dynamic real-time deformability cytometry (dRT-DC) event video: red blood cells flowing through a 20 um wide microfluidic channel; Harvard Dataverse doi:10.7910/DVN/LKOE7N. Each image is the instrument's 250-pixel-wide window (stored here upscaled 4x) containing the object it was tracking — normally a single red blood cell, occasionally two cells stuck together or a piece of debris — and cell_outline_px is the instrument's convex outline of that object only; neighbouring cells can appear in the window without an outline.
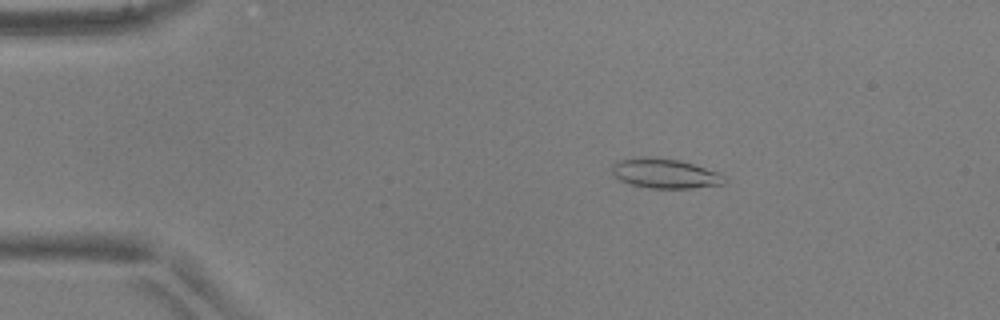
{"species": "common noctule bat (a hibernating species)", "species_latin": "Nyctalus noctula", "temperature_condition": "warm", "stored_images_in_passage": 51, "camera_frame_rate_fps": 3000, "um_per_image_px": 0.085, "animal": {"sex": "male", "body_mass_g": 17.9, "forearm_length_mm": 54.2}, "frame": {"image": 1, "passage_image": 9, "time_ms": 2.667, "image_size_px": [1000, 320], "cell_outline_px": [[728, 180], [724, 184], [692, 188], [648, 188], [632, 184], [620, 180], [612, 172], [612, 164], [620, 160], [640, 156], [680, 160], [716, 172], [724, 176]], "centroid_in_image_um": [56.52, 14.75], "position_along_channel_um": 28.5, "area_um2": 19.25}}
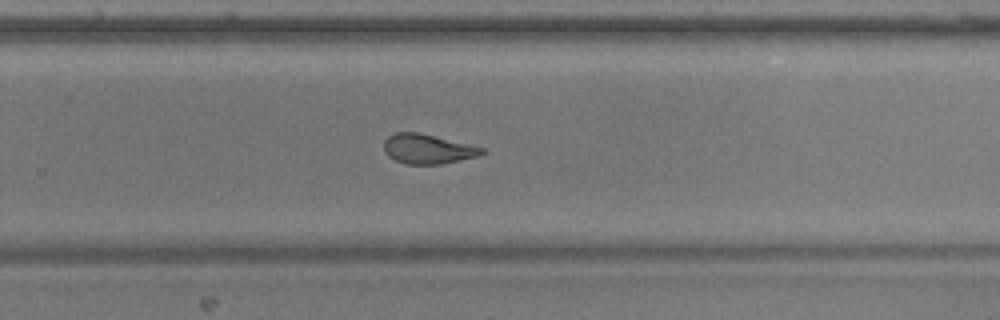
{"frame": {"image": 2, "passage_image": 34, "time_ms": 11.0, "image_size_px": [1000, 320], "cell_outline_px": [[484, 152], [480, 156], [440, 164], [404, 164], [388, 156], [384, 152], [384, 140], [388, 136], [396, 132], [420, 132], [484, 148]], "centroid_in_image_um": [36.33, 12.66], "position_along_channel_um": 293.5, "area_um2": 16.94}}
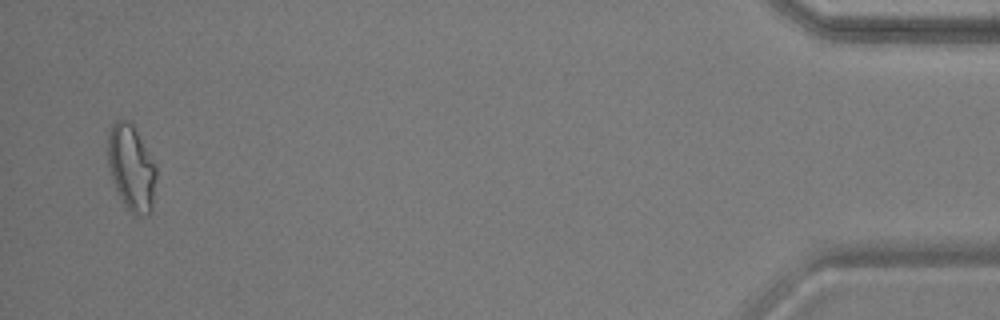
{"frame": {"image": 3, "passage_image": 50, "time_ms": 16.333, "image_size_px": [1000, 320], "cell_outline_px": [[156, 176], [152, 208], [144, 216], [136, 216], [128, 208], [120, 196], [116, 188], [108, 164], [108, 136], [112, 124], [116, 120], [132, 120], [156, 168]], "centroid_in_image_um": [11.17, 14.22], "position_along_channel_um": 424.0, "area_um2": 23.81}, "authors_computed_cell_mechanics": {"area_um2": 18.6116, "velocity_mm_per_s": 3.9185, "shape_relaxation_time_tau1_ms": 6.2445, "shape_relaxation_time_tau2_ms": 1.6553, "deformation_change_tau1": 0.1971, "deformation_change_tau2": 0.0935}}